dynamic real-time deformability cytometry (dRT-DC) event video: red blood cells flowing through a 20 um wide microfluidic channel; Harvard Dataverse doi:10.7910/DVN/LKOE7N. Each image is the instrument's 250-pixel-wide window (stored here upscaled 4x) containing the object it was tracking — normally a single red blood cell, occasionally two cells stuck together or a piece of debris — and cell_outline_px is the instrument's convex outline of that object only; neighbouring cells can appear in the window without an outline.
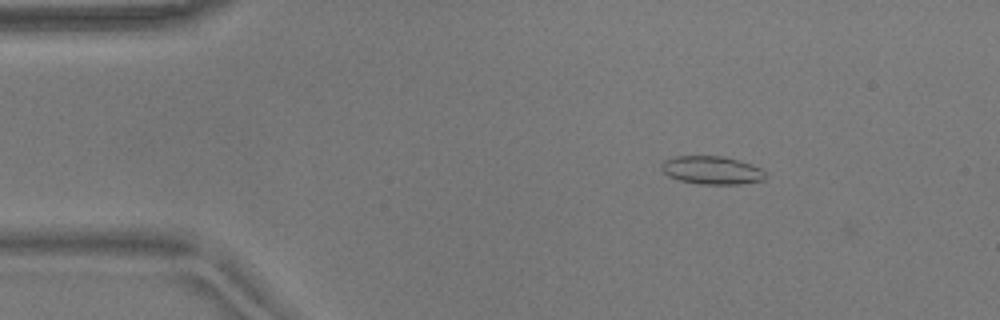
{"species": "common noctule bat (a hibernating species)", "species_latin": "Nyctalus noctula", "temperature_condition": "warm", "stored_images_in_passage": 4, "camera_frame_rate_fps": 3000, "um_per_image_px": 0.085, "animal": {"sex": "male", "body_mass_g": 17.9}, "frame": {"image": 1, "passage_image": 1, "time_ms": 0.0, "image_size_px": [1000, 320], "cell_outline_px": [[764, 180], [740, 184], [700, 184], [680, 180], [668, 176], [660, 168], [660, 164], [664, 160], [676, 156], [724, 156], [760, 168], [764, 172]], "centroid_in_image_um": [60.45, 14.47], "position_along_channel_um": 24.6, "area_um2": 16.88}}